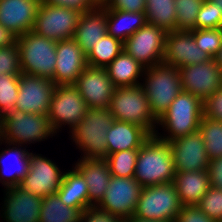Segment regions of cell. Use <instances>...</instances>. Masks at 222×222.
Returning a JSON list of instances; mask_svg holds the SVG:
<instances>
[{
	"label": "cell",
	"mask_w": 222,
	"mask_h": 222,
	"mask_svg": "<svg viewBox=\"0 0 222 222\" xmlns=\"http://www.w3.org/2000/svg\"><path fill=\"white\" fill-rule=\"evenodd\" d=\"M175 167L169 142L151 135L138 149L134 178L142 187L173 182Z\"/></svg>",
	"instance_id": "obj_1"
},
{
	"label": "cell",
	"mask_w": 222,
	"mask_h": 222,
	"mask_svg": "<svg viewBox=\"0 0 222 222\" xmlns=\"http://www.w3.org/2000/svg\"><path fill=\"white\" fill-rule=\"evenodd\" d=\"M114 118L109 108H88L70 131L71 140L84 153L82 158H107L106 134Z\"/></svg>",
	"instance_id": "obj_2"
},
{
	"label": "cell",
	"mask_w": 222,
	"mask_h": 222,
	"mask_svg": "<svg viewBox=\"0 0 222 222\" xmlns=\"http://www.w3.org/2000/svg\"><path fill=\"white\" fill-rule=\"evenodd\" d=\"M55 133L48 114H27L13 108L0 118V144L23 146L47 140Z\"/></svg>",
	"instance_id": "obj_3"
},
{
	"label": "cell",
	"mask_w": 222,
	"mask_h": 222,
	"mask_svg": "<svg viewBox=\"0 0 222 222\" xmlns=\"http://www.w3.org/2000/svg\"><path fill=\"white\" fill-rule=\"evenodd\" d=\"M203 117V101L189 92L181 91L170 104L168 110L157 120V126L163 127L168 135H154L164 141H171L199 130ZM160 135V136H159Z\"/></svg>",
	"instance_id": "obj_4"
},
{
	"label": "cell",
	"mask_w": 222,
	"mask_h": 222,
	"mask_svg": "<svg viewBox=\"0 0 222 222\" xmlns=\"http://www.w3.org/2000/svg\"><path fill=\"white\" fill-rule=\"evenodd\" d=\"M141 83L152 115L158 120L182 91L178 68L162 63L145 68Z\"/></svg>",
	"instance_id": "obj_5"
},
{
	"label": "cell",
	"mask_w": 222,
	"mask_h": 222,
	"mask_svg": "<svg viewBox=\"0 0 222 222\" xmlns=\"http://www.w3.org/2000/svg\"><path fill=\"white\" fill-rule=\"evenodd\" d=\"M21 73L53 79L57 42L29 31L17 37Z\"/></svg>",
	"instance_id": "obj_6"
},
{
	"label": "cell",
	"mask_w": 222,
	"mask_h": 222,
	"mask_svg": "<svg viewBox=\"0 0 222 222\" xmlns=\"http://www.w3.org/2000/svg\"><path fill=\"white\" fill-rule=\"evenodd\" d=\"M109 109L115 120L143 127L150 135H154L155 128H158L141 85L115 88Z\"/></svg>",
	"instance_id": "obj_7"
},
{
	"label": "cell",
	"mask_w": 222,
	"mask_h": 222,
	"mask_svg": "<svg viewBox=\"0 0 222 222\" xmlns=\"http://www.w3.org/2000/svg\"><path fill=\"white\" fill-rule=\"evenodd\" d=\"M179 200L173 182L142 187L135 213L140 219L174 222L181 211Z\"/></svg>",
	"instance_id": "obj_8"
},
{
	"label": "cell",
	"mask_w": 222,
	"mask_h": 222,
	"mask_svg": "<svg viewBox=\"0 0 222 222\" xmlns=\"http://www.w3.org/2000/svg\"><path fill=\"white\" fill-rule=\"evenodd\" d=\"M80 15L74 9L40 3L32 31L56 42L72 39Z\"/></svg>",
	"instance_id": "obj_9"
},
{
	"label": "cell",
	"mask_w": 222,
	"mask_h": 222,
	"mask_svg": "<svg viewBox=\"0 0 222 222\" xmlns=\"http://www.w3.org/2000/svg\"><path fill=\"white\" fill-rule=\"evenodd\" d=\"M88 106L73 84L56 85L51 97L48 118L53 130L57 133L64 125L70 130L86 114Z\"/></svg>",
	"instance_id": "obj_10"
},
{
	"label": "cell",
	"mask_w": 222,
	"mask_h": 222,
	"mask_svg": "<svg viewBox=\"0 0 222 222\" xmlns=\"http://www.w3.org/2000/svg\"><path fill=\"white\" fill-rule=\"evenodd\" d=\"M167 32L146 23L123 43V50L145 68L162 63Z\"/></svg>",
	"instance_id": "obj_11"
},
{
	"label": "cell",
	"mask_w": 222,
	"mask_h": 222,
	"mask_svg": "<svg viewBox=\"0 0 222 222\" xmlns=\"http://www.w3.org/2000/svg\"><path fill=\"white\" fill-rule=\"evenodd\" d=\"M141 190L142 186L134 177L111 176L104 197L97 206L126 220L134 215Z\"/></svg>",
	"instance_id": "obj_12"
},
{
	"label": "cell",
	"mask_w": 222,
	"mask_h": 222,
	"mask_svg": "<svg viewBox=\"0 0 222 222\" xmlns=\"http://www.w3.org/2000/svg\"><path fill=\"white\" fill-rule=\"evenodd\" d=\"M182 91L198 96L202 101L222 87V69L214 58L203 63L178 68Z\"/></svg>",
	"instance_id": "obj_13"
},
{
	"label": "cell",
	"mask_w": 222,
	"mask_h": 222,
	"mask_svg": "<svg viewBox=\"0 0 222 222\" xmlns=\"http://www.w3.org/2000/svg\"><path fill=\"white\" fill-rule=\"evenodd\" d=\"M63 177L64 173L60 171L55 162L41 154L31 152L29 171L21 180L19 187L43 198L57 193Z\"/></svg>",
	"instance_id": "obj_14"
},
{
	"label": "cell",
	"mask_w": 222,
	"mask_h": 222,
	"mask_svg": "<svg viewBox=\"0 0 222 222\" xmlns=\"http://www.w3.org/2000/svg\"><path fill=\"white\" fill-rule=\"evenodd\" d=\"M55 86L48 78L21 73L15 108L27 114H48Z\"/></svg>",
	"instance_id": "obj_15"
},
{
	"label": "cell",
	"mask_w": 222,
	"mask_h": 222,
	"mask_svg": "<svg viewBox=\"0 0 222 222\" xmlns=\"http://www.w3.org/2000/svg\"><path fill=\"white\" fill-rule=\"evenodd\" d=\"M88 108H109L115 91L106 68L87 66L73 84Z\"/></svg>",
	"instance_id": "obj_16"
},
{
	"label": "cell",
	"mask_w": 222,
	"mask_h": 222,
	"mask_svg": "<svg viewBox=\"0 0 222 222\" xmlns=\"http://www.w3.org/2000/svg\"><path fill=\"white\" fill-rule=\"evenodd\" d=\"M175 172L207 170L209 159L198 131L169 141Z\"/></svg>",
	"instance_id": "obj_17"
},
{
	"label": "cell",
	"mask_w": 222,
	"mask_h": 222,
	"mask_svg": "<svg viewBox=\"0 0 222 222\" xmlns=\"http://www.w3.org/2000/svg\"><path fill=\"white\" fill-rule=\"evenodd\" d=\"M211 59L196 44L192 31H170L165 37L163 63L173 67H185Z\"/></svg>",
	"instance_id": "obj_18"
},
{
	"label": "cell",
	"mask_w": 222,
	"mask_h": 222,
	"mask_svg": "<svg viewBox=\"0 0 222 222\" xmlns=\"http://www.w3.org/2000/svg\"><path fill=\"white\" fill-rule=\"evenodd\" d=\"M56 56V66L52 79L55 85L74 84L88 66L86 54L73 38L57 41Z\"/></svg>",
	"instance_id": "obj_19"
},
{
	"label": "cell",
	"mask_w": 222,
	"mask_h": 222,
	"mask_svg": "<svg viewBox=\"0 0 222 222\" xmlns=\"http://www.w3.org/2000/svg\"><path fill=\"white\" fill-rule=\"evenodd\" d=\"M4 206L1 214L7 222H38L42 198L30 194L21 187L5 189Z\"/></svg>",
	"instance_id": "obj_20"
},
{
	"label": "cell",
	"mask_w": 222,
	"mask_h": 222,
	"mask_svg": "<svg viewBox=\"0 0 222 222\" xmlns=\"http://www.w3.org/2000/svg\"><path fill=\"white\" fill-rule=\"evenodd\" d=\"M41 0H0V24L17 37L33 30Z\"/></svg>",
	"instance_id": "obj_21"
},
{
	"label": "cell",
	"mask_w": 222,
	"mask_h": 222,
	"mask_svg": "<svg viewBox=\"0 0 222 222\" xmlns=\"http://www.w3.org/2000/svg\"><path fill=\"white\" fill-rule=\"evenodd\" d=\"M85 178L89 193V206H96L104 197L111 181L107 159L82 158L74 166Z\"/></svg>",
	"instance_id": "obj_22"
},
{
	"label": "cell",
	"mask_w": 222,
	"mask_h": 222,
	"mask_svg": "<svg viewBox=\"0 0 222 222\" xmlns=\"http://www.w3.org/2000/svg\"><path fill=\"white\" fill-rule=\"evenodd\" d=\"M107 33V9L101 4L79 16L73 39L87 53Z\"/></svg>",
	"instance_id": "obj_23"
},
{
	"label": "cell",
	"mask_w": 222,
	"mask_h": 222,
	"mask_svg": "<svg viewBox=\"0 0 222 222\" xmlns=\"http://www.w3.org/2000/svg\"><path fill=\"white\" fill-rule=\"evenodd\" d=\"M10 146L8 143L7 148L0 152V182L6 189L19 186L30 165V152L26 148Z\"/></svg>",
	"instance_id": "obj_24"
},
{
	"label": "cell",
	"mask_w": 222,
	"mask_h": 222,
	"mask_svg": "<svg viewBox=\"0 0 222 222\" xmlns=\"http://www.w3.org/2000/svg\"><path fill=\"white\" fill-rule=\"evenodd\" d=\"M150 136L143 127L114 120L106 134L107 156L114 152L139 149Z\"/></svg>",
	"instance_id": "obj_25"
},
{
	"label": "cell",
	"mask_w": 222,
	"mask_h": 222,
	"mask_svg": "<svg viewBox=\"0 0 222 222\" xmlns=\"http://www.w3.org/2000/svg\"><path fill=\"white\" fill-rule=\"evenodd\" d=\"M173 183L182 205H197L211 186L207 170L175 172Z\"/></svg>",
	"instance_id": "obj_26"
},
{
	"label": "cell",
	"mask_w": 222,
	"mask_h": 222,
	"mask_svg": "<svg viewBox=\"0 0 222 222\" xmlns=\"http://www.w3.org/2000/svg\"><path fill=\"white\" fill-rule=\"evenodd\" d=\"M105 68L116 88L141 85L138 80L143 79L145 71V67L124 50Z\"/></svg>",
	"instance_id": "obj_27"
},
{
	"label": "cell",
	"mask_w": 222,
	"mask_h": 222,
	"mask_svg": "<svg viewBox=\"0 0 222 222\" xmlns=\"http://www.w3.org/2000/svg\"><path fill=\"white\" fill-rule=\"evenodd\" d=\"M57 194L65 205L77 208L80 212L89 207L87 183L75 167L64 172L63 181Z\"/></svg>",
	"instance_id": "obj_28"
},
{
	"label": "cell",
	"mask_w": 222,
	"mask_h": 222,
	"mask_svg": "<svg viewBox=\"0 0 222 222\" xmlns=\"http://www.w3.org/2000/svg\"><path fill=\"white\" fill-rule=\"evenodd\" d=\"M146 23L145 12L107 9V33L123 43Z\"/></svg>",
	"instance_id": "obj_29"
},
{
	"label": "cell",
	"mask_w": 222,
	"mask_h": 222,
	"mask_svg": "<svg viewBox=\"0 0 222 222\" xmlns=\"http://www.w3.org/2000/svg\"><path fill=\"white\" fill-rule=\"evenodd\" d=\"M80 215L77 208L65 205L56 193L42 198L38 222H77Z\"/></svg>",
	"instance_id": "obj_30"
},
{
	"label": "cell",
	"mask_w": 222,
	"mask_h": 222,
	"mask_svg": "<svg viewBox=\"0 0 222 222\" xmlns=\"http://www.w3.org/2000/svg\"><path fill=\"white\" fill-rule=\"evenodd\" d=\"M146 22L161 27L166 32L176 30L174 0H146Z\"/></svg>",
	"instance_id": "obj_31"
},
{
	"label": "cell",
	"mask_w": 222,
	"mask_h": 222,
	"mask_svg": "<svg viewBox=\"0 0 222 222\" xmlns=\"http://www.w3.org/2000/svg\"><path fill=\"white\" fill-rule=\"evenodd\" d=\"M123 50V42L106 33L87 53V65L107 67Z\"/></svg>",
	"instance_id": "obj_32"
},
{
	"label": "cell",
	"mask_w": 222,
	"mask_h": 222,
	"mask_svg": "<svg viewBox=\"0 0 222 222\" xmlns=\"http://www.w3.org/2000/svg\"><path fill=\"white\" fill-rule=\"evenodd\" d=\"M199 132L205 142V150L209 160L222 157V121H215L203 116Z\"/></svg>",
	"instance_id": "obj_33"
},
{
	"label": "cell",
	"mask_w": 222,
	"mask_h": 222,
	"mask_svg": "<svg viewBox=\"0 0 222 222\" xmlns=\"http://www.w3.org/2000/svg\"><path fill=\"white\" fill-rule=\"evenodd\" d=\"M138 149L114 152L107 156V162L112 176L134 177Z\"/></svg>",
	"instance_id": "obj_34"
},
{
	"label": "cell",
	"mask_w": 222,
	"mask_h": 222,
	"mask_svg": "<svg viewBox=\"0 0 222 222\" xmlns=\"http://www.w3.org/2000/svg\"><path fill=\"white\" fill-rule=\"evenodd\" d=\"M204 0H174L176 10V30L193 31L198 12Z\"/></svg>",
	"instance_id": "obj_35"
},
{
	"label": "cell",
	"mask_w": 222,
	"mask_h": 222,
	"mask_svg": "<svg viewBox=\"0 0 222 222\" xmlns=\"http://www.w3.org/2000/svg\"><path fill=\"white\" fill-rule=\"evenodd\" d=\"M20 75H0V118L15 108L19 91Z\"/></svg>",
	"instance_id": "obj_36"
},
{
	"label": "cell",
	"mask_w": 222,
	"mask_h": 222,
	"mask_svg": "<svg viewBox=\"0 0 222 222\" xmlns=\"http://www.w3.org/2000/svg\"><path fill=\"white\" fill-rule=\"evenodd\" d=\"M192 34L197 46L210 58H214L222 46V28L195 29Z\"/></svg>",
	"instance_id": "obj_37"
},
{
	"label": "cell",
	"mask_w": 222,
	"mask_h": 222,
	"mask_svg": "<svg viewBox=\"0 0 222 222\" xmlns=\"http://www.w3.org/2000/svg\"><path fill=\"white\" fill-rule=\"evenodd\" d=\"M222 28V10L217 4L204 0L197 15L195 29H216Z\"/></svg>",
	"instance_id": "obj_38"
},
{
	"label": "cell",
	"mask_w": 222,
	"mask_h": 222,
	"mask_svg": "<svg viewBox=\"0 0 222 222\" xmlns=\"http://www.w3.org/2000/svg\"><path fill=\"white\" fill-rule=\"evenodd\" d=\"M197 206L211 219L222 222V189L210 186Z\"/></svg>",
	"instance_id": "obj_39"
},
{
	"label": "cell",
	"mask_w": 222,
	"mask_h": 222,
	"mask_svg": "<svg viewBox=\"0 0 222 222\" xmlns=\"http://www.w3.org/2000/svg\"><path fill=\"white\" fill-rule=\"evenodd\" d=\"M20 75V53L17 41L10 46L0 48V75Z\"/></svg>",
	"instance_id": "obj_40"
},
{
	"label": "cell",
	"mask_w": 222,
	"mask_h": 222,
	"mask_svg": "<svg viewBox=\"0 0 222 222\" xmlns=\"http://www.w3.org/2000/svg\"><path fill=\"white\" fill-rule=\"evenodd\" d=\"M80 220L81 222H124L121 217L102 210L97 205L85 208L81 212Z\"/></svg>",
	"instance_id": "obj_41"
},
{
	"label": "cell",
	"mask_w": 222,
	"mask_h": 222,
	"mask_svg": "<svg viewBox=\"0 0 222 222\" xmlns=\"http://www.w3.org/2000/svg\"><path fill=\"white\" fill-rule=\"evenodd\" d=\"M203 116L222 121V87L203 101Z\"/></svg>",
	"instance_id": "obj_42"
},
{
	"label": "cell",
	"mask_w": 222,
	"mask_h": 222,
	"mask_svg": "<svg viewBox=\"0 0 222 222\" xmlns=\"http://www.w3.org/2000/svg\"><path fill=\"white\" fill-rule=\"evenodd\" d=\"M174 222H216L207 216L197 205H182Z\"/></svg>",
	"instance_id": "obj_43"
},
{
	"label": "cell",
	"mask_w": 222,
	"mask_h": 222,
	"mask_svg": "<svg viewBox=\"0 0 222 222\" xmlns=\"http://www.w3.org/2000/svg\"><path fill=\"white\" fill-rule=\"evenodd\" d=\"M41 3L74 9L82 14L99 6L100 0H41Z\"/></svg>",
	"instance_id": "obj_44"
},
{
	"label": "cell",
	"mask_w": 222,
	"mask_h": 222,
	"mask_svg": "<svg viewBox=\"0 0 222 222\" xmlns=\"http://www.w3.org/2000/svg\"><path fill=\"white\" fill-rule=\"evenodd\" d=\"M100 4L106 9L145 12L146 0H100Z\"/></svg>",
	"instance_id": "obj_45"
},
{
	"label": "cell",
	"mask_w": 222,
	"mask_h": 222,
	"mask_svg": "<svg viewBox=\"0 0 222 222\" xmlns=\"http://www.w3.org/2000/svg\"><path fill=\"white\" fill-rule=\"evenodd\" d=\"M207 171L211 187L222 189V157L209 160Z\"/></svg>",
	"instance_id": "obj_46"
},
{
	"label": "cell",
	"mask_w": 222,
	"mask_h": 222,
	"mask_svg": "<svg viewBox=\"0 0 222 222\" xmlns=\"http://www.w3.org/2000/svg\"><path fill=\"white\" fill-rule=\"evenodd\" d=\"M16 41L17 36L0 24V48L13 45Z\"/></svg>",
	"instance_id": "obj_47"
},
{
	"label": "cell",
	"mask_w": 222,
	"mask_h": 222,
	"mask_svg": "<svg viewBox=\"0 0 222 222\" xmlns=\"http://www.w3.org/2000/svg\"><path fill=\"white\" fill-rule=\"evenodd\" d=\"M124 222H168V221H157V220H149V219H140L136 216H131L128 219L124 220Z\"/></svg>",
	"instance_id": "obj_48"
},
{
	"label": "cell",
	"mask_w": 222,
	"mask_h": 222,
	"mask_svg": "<svg viewBox=\"0 0 222 222\" xmlns=\"http://www.w3.org/2000/svg\"><path fill=\"white\" fill-rule=\"evenodd\" d=\"M214 60L220 66V68L222 69V46L219 49V52L214 57Z\"/></svg>",
	"instance_id": "obj_49"
},
{
	"label": "cell",
	"mask_w": 222,
	"mask_h": 222,
	"mask_svg": "<svg viewBox=\"0 0 222 222\" xmlns=\"http://www.w3.org/2000/svg\"><path fill=\"white\" fill-rule=\"evenodd\" d=\"M209 1L217 4V8H218L219 10H222V0H209Z\"/></svg>",
	"instance_id": "obj_50"
}]
</instances>
